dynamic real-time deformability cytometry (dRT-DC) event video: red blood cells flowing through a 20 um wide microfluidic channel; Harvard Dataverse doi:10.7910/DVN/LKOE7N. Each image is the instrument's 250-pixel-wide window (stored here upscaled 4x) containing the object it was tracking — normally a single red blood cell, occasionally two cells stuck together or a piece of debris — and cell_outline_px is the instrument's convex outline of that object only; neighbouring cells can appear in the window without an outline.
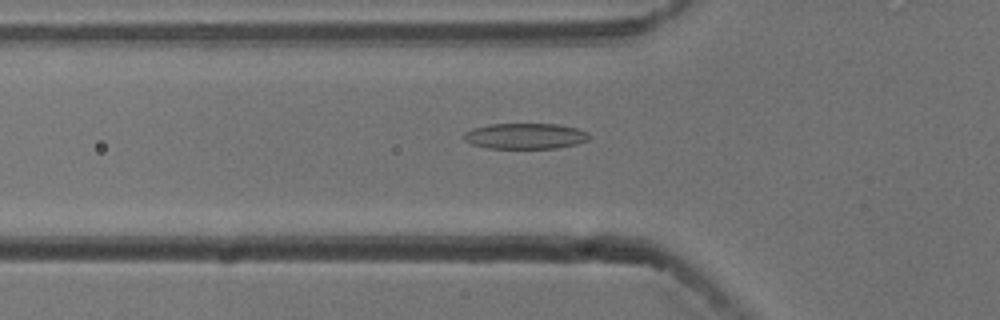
{"species": "common noctule bat (a hibernating species)", "species_latin": "Nyctalus noctula", "temperature_condition": "cold", "stored_images_in_passage": 37, "camera_frame_rate_fps": 3000, "um_per_image_px": 0.085, "animal": {"sex": "male", "body_mass_g": 13.3}, "frame": {"image": 1, "passage_image": 13, "time_ms": 4.0, "image_size_px": [1000, 320], "cell_outline_px": [[588, 140], [576, 144], [556, 148], [488, 148], [472, 144], [464, 140], [464, 132], [472, 128], [488, 124], [560, 124], [576, 128], [588, 132]], "centroid_in_image_um": [44.63, 11.56], "position_along_channel_um": 81.2, "area_um2": 18.79}}
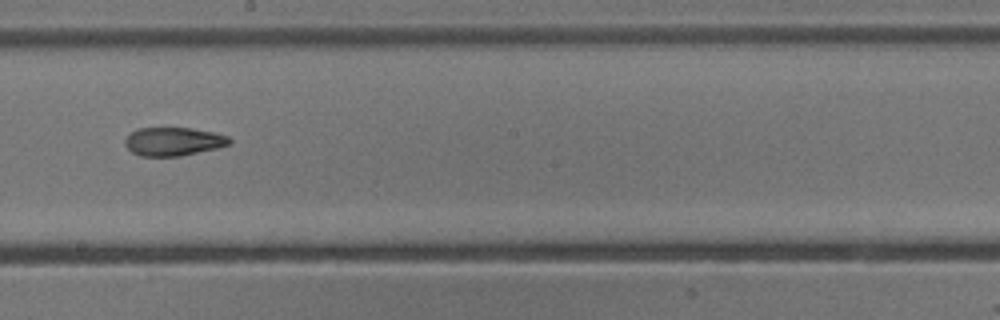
{"frame": {"image": 2, "passage_image": 25, "time_ms": 8.0, "image_size_px": [1000, 320], "cell_outline_px": [[232, 144], [216, 148], [180, 156], [140, 156], [132, 152], [124, 144], [124, 140], [132, 132], [140, 128], [192, 128], [212, 132], [228, 136], [232, 140]], "centroid_in_image_um": [14.75, 12.03], "position_along_channel_um": 233.4, "area_um2": 17.22}}
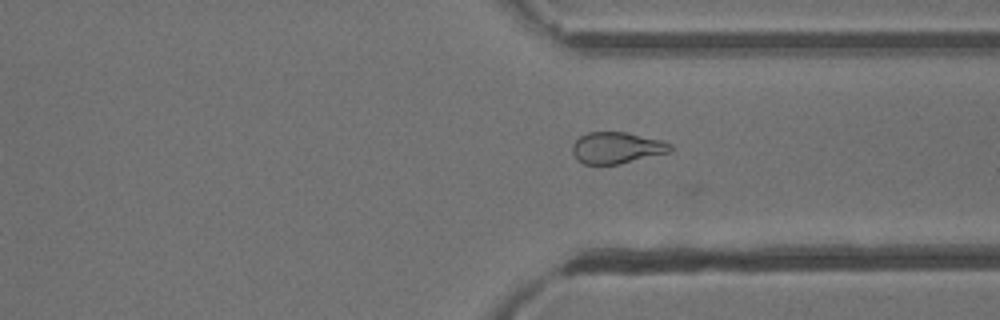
{"frame": {"image": 3, "passage_image": 35, "time_ms": 11.333, "image_size_px": [1000, 320], "cell_outline_px": [[672, 148], [668, 152], [620, 164], [584, 164], [576, 160], [572, 152], [572, 144], [580, 136], [588, 132], [624, 132], [660, 140], [672, 144]], "centroid_in_image_um": [52.37, 12.57], "position_along_channel_um": 359.0, "area_um2": 17.8}, "authors_computed_cell_mechanics": {"area_um2": 18.3226, "velocity_mm_per_s": 3.7777, "shape_relaxation_time_tau1_ms": 5.7295, "shape_relaxation_time_tau2_ms": 2.7896, "deformation_change_tau1": 0.1689, "deformation_change_tau2": 0.1056}}